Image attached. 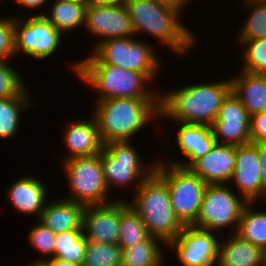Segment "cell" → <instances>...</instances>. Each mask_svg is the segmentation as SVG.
I'll return each mask as SVG.
<instances>
[{
  "mask_svg": "<svg viewBox=\"0 0 266 266\" xmlns=\"http://www.w3.org/2000/svg\"><path fill=\"white\" fill-rule=\"evenodd\" d=\"M58 199L46 203L38 221L55 234L75 229H83V213L85 206L63 197Z\"/></svg>",
  "mask_w": 266,
  "mask_h": 266,
  "instance_id": "21",
  "label": "cell"
},
{
  "mask_svg": "<svg viewBox=\"0 0 266 266\" xmlns=\"http://www.w3.org/2000/svg\"><path fill=\"white\" fill-rule=\"evenodd\" d=\"M50 1L49 0H17L16 4H18L22 8L25 7L26 9H29L30 11L34 10L35 12L36 9L38 8L40 9L46 6L47 3H50Z\"/></svg>",
  "mask_w": 266,
  "mask_h": 266,
  "instance_id": "38",
  "label": "cell"
},
{
  "mask_svg": "<svg viewBox=\"0 0 266 266\" xmlns=\"http://www.w3.org/2000/svg\"><path fill=\"white\" fill-rule=\"evenodd\" d=\"M55 242V258L83 266L88 244L83 229L56 234Z\"/></svg>",
  "mask_w": 266,
  "mask_h": 266,
  "instance_id": "28",
  "label": "cell"
},
{
  "mask_svg": "<svg viewBox=\"0 0 266 266\" xmlns=\"http://www.w3.org/2000/svg\"><path fill=\"white\" fill-rule=\"evenodd\" d=\"M172 123L178 125L175 135V144L183 157L180 161L175 156H172L171 159V156L168 155L165 156V158L170 157V161L161 158L159 159L161 162L189 168L197 159L203 157L207 152H209L216 143L212 134V128L209 125L177 121H171V124Z\"/></svg>",
  "mask_w": 266,
  "mask_h": 266,
  "instance_id": "17",
  "label": "cell"
},
{
  "mask_svg": "<svg viewBox=\"0 0 266 266\" xmlns=\"http://www.w3.org/2000/svg\"><path fill=\"white\" fill-rule=\"evenodd\" d=\"M47 261L51 264V266H82V265H78V264H75L72 262L64 261V260H61V259H58L55 257H53Z\"/></svg>",
  "mask_w": 266,
  "mask_h": 266,
  "instance_id": "41",
  "label": "cell"
},
{
  "mask_svg": "<svg viewBox=\"0 0 266 266\" xmlns=\"http://www.w3.org/2000/svg\"><path fill=\"white\" fill-rule=\"evenodd\" d=\"M63 130V143L67 154L61 155V161L74 157L94 156L103 151L104 143L100 136L98 123L91 113L88 119L70 120ZM63 156V157H62Z\"/></svg>",
  "mask_w": 266,
  "mask_h": 266,
  "instance_id": "19",
  "label": "cell"
},
{
  "mask_svg": "<svg viewBox=\"0 0 266 266\" xmlns=\"http://www.w3.org/2000/svg\"><path fill=\"white\" fill-rule=\"evenodd\" d=\"M154 46L137 37L111 38L102 41L91 52L102 64L143 73L154 85L163 64L157 44Z\"/></svg>",
  "mask_w": 266,
  "mask_h": 266,
  "instance_id": "7",
  "label": "cell"
},
{
  "mask_svg": "<svg viewBox=\"0 0 266 266\" xmlns=\"http://www.w3.org/2000/svg\"><path fill=\"white\" fill-rule=\"evenodd\" d=\"M151 1L178 9H185L186 7L190 6V2H194V0H151Z\"/></svg>",
  "mask_w": 266,
  "mask_h": 266,
  "instance_id": "39",
  "label": "cell"
},
{
  "mask_svg": "<svg viewBox=\"0 0 266 266\" xmlns=\"http://www.w3.org/2000/svg\"><path fill=\"white\" fill-rule=\"evenodd\" d=\"M236 146L215 143L189 168L207 184H229L235 168Z\"/></svg>",
  "mask_w": 266,
  "mask_h": 266,
  "instance_id": "20",
  "label": "cell"
},
{
  "mask_svg": "<svg viewBox=\"0 0 266 266\" xmlns=\"http://www.w3.org/2000/svg\"><path fill=\"white\" fill-rule=\"evenodd\" d=\"M250 116L237 96L231 92L210 125L216 143L240 146L251 143Z\"/></svg>",
  "mask_w": 266,
  "mask_h": 266,
  "instance_id": "14",
  "label": "cell"
},
{
  "mask_svg": "<svg viewBox=\"0 0 266 266\" xmlns=\"http://www.w3.org/2000/svg\"><path fill=\"white\" fill-rule=\"evenodd\" d=\"M155 173L167 184L172 208L183 225H193L200 213L208 184L190 168L161 162Z\"/></svg>",
  "mask_w": 266,
  "mask_h": 266,
  "instance_id": "8",
  "label": "cell"
},
{
  "mask_svg": "<svg viewBox=\"0 0 266 266\" xmlns=\"http://www.w3.org/2000/svg\"><path fill=\"white\" fill-rule=\"evenodd\" d=\"M255 208L254 202L244 207L236 234L262 248L266 244V211Z\"/></svg>",
  "mask_w": 266,
  "mask_h": 266,
  "instance_id": "27",
  "label": "cell"
},
{
  "mask_svg": "<svg viewBox=\"0 0 266 266\" xmlns=\"http://www.w3.org/2000/svg\"><path fill=\"white\" fill-rule=\"evenodd\" d=\"M247 204L228 184H208L199 216L193 226L216 233L219 231L221 237L225 228L233 229H229V234L236 233Z\"/></svg>",
  "mask_w": 266,
  "mask_h": 266,
  "instance_id": "10",
  "label": "cell"
},
{
  "mask_svg": "<svg viewBox=\"0 0 266 266\" xmlns=\"http://www.w3.org/2000/svg\"><path fill=\"white\" fill-rule=\"evenodd\" d=\"M259 162L262 166L263 202L266 203V143H258Z\"/></svg>",
  "mask_w": 266,
  "mask_h": 266,
  "instance_id": "37",
  "label": "cell"
},
{
  "mask_svg": "<svg viewBox=\"0 0 266 266\" xmlns=\"http://www.w3.org/2000/svg\"><path fill=\"white\" fill-rule=\"evenodd\" d=\"M249 129L251 143H266V111L250 116Z\"/></svg>",
  "mask_w": 266,
  "mask_h": 266,
  "instance_id": "36",
  "label": "cell"
},
{
  "mask_svg": "<svg viewBox=\"0 0 266 266\" xmlns=\"http://www.w3.org/2000/svg\"><path fill=\"white\" fill-rule=\"evenodd\" d=\"M225 236L223 241L220 240L218 266H262L261 247L245 241L236 233Z\"/></svg>",
  "mask_w": 266,
  "mask_h": 266,
  "instance_id": "23",
  "label": "cell"
},
{
  "mask_svg": "<svg viewBox=\"0 0 266 266\" xmlns=\"http://www.w3.org/2000/svg\"><path fill=\"white\" fill-rule=\"evenodd\" d=\"M9 61L0 59V98L17 96L27 86L21 71L13 68L12 60Z\"/></svg>",
  "mask_w": 266,
  "mask_h": 266,
  "instance_id": "34",
  "label": "cell"
},
{
  "mask_svg": "<svg viewBox=\"0 0 266 266\" xmlns=\"http://www.w3.org/2000/svg\"><path fill=\"white\" fill-rule=\"evenodd\" d=\"M113 3L110 0H86L87 7H100V6H110Z\"/></svg>",
  "mask_w": 266,
  "mask_h": 266,
  "instance_id": "40",
  "label": "cell"
},
{
  "mask_svg": "<svg viewBox=\"0 0 266 266\" xmlns=\"http://www.w3.org/2000/svg\"><path fill=\"white\" fill-rule=\"evenodd\" d=\"M15 56L13 16L0 15V59L14 60Z\"/></svg>",
  "mask_w": 266,
  "mask_h": 266,
  "instance_id": "35",
  "label": "cell"
},
{
  "mask_svg": "<svg viewBox=\"0 0 266 266\" xmlns=\"http://www.w3.org/2000/svg\"><path fill=\"white\" fill-rule=\"evenodd\" d=\"M36 222L28 230L27 241L34 248V251L36 250L40 254V257L36 258V260L47 261L55 257L56 234L38 220Z\"/></svg>",
  "mask_w": 266,
  "mask_h": 266,
  "instance_id": "33",
  "label": "cell"
},
{
  "mask_svg": "<svg viewBox=\"0 0 266 266\" xmlns=\"http://www.w3.org/2000/svg\"><path fill=\"white\" fill-rule=\"evenodd\" d=\"M49 4V12L35 15H43L62 35L84 26L86 5L69 0H51Z\"/></svg>",
  "mask_w": 266,
  "mask_h": 266,
  "instance_id": "25",
  "label": "cell"
},
{
  "mask_svg": "<svg viewBox=\"0 0 266 266\" xmlns=\"http://www.w3.org/2000/svg\"><path fill=\"white\" fill-rule=\"evenodd\" d=\"M243 55L241 70L255 74H266V37L241 42ZM244 47V49H243Z\"/></svg>",
  "mask_w": 266,
  "mask_h": 266,
  "instance_id": "31",
  "label": "cell"
},
{
  "mask_svg": "<svg viewBox=\"0 0 266 266\" xmlns=\"http://www.w3.org/2000/svg\"><path fill=\"white\" fill-rule=\"evenodd\" d=\"M30 96L33 95L27 85L17 96L0 98V140L14 139L13 137L19 133L20 122L23 119L21 115L35 102Z\"/></svg>",
  "mask_w": 266,
  "mask_h": 266,
  "instance_id": "24",
  "label": "cell"
},
{
  "mask_svg": "<svg viewBox=\"0 0 266 266\" xmlns=\"http://www.w3.org/2000/svg\"><path fill=\"white\" fill-rule=\"evenodd\" d=\"M69 194L63 196L84 206L101 205L112 202L108 195L101 153L89 157H74L61 162ZM67 177V178H66Z\"/></svg>",
  "mask_w": 266,
  "mask_h": 266,
  "instance_id": "9",
  "label": "cell"
},
{
  "mask_svg": "<svg viewBox=\"0 0 266 266\" xmlns=\"http://www.w3.org/2000/svg\"><path fill=\"white\" fill-rule=\"evenodd\" d=\"M14 51L32 59L45 60L59 49L64 35L43 16L29 18L13 15Z\"/></svg>",
  "mask_w": 266,
  "mask_h": 266,
  "instance_id": "11",
  "label": "cell"
},
{
  "mask_svg": "<svg viewBox=\"0 0 266 266\" xmlns=\"http://www.w3.org/2000/svg\"><path fill=\"white\" fill-rule=\"evenodd\" d=\"M93 104L91 113L96 118L104 144L131 141L136 134L145 130L144 127L147 128L157 119V122L161 120L160 98L121 97L103 99Z\"/></svg>",
  "mask_w": 266,
  "mask_h": 266,
  "instance_id": "3",
  "label": "cell"
},
{
  "mask_svg": "<svg viewBox=\"0 0 266 266\" xmlns=\"http://www.w3.org/2000/svg\"><path fill=\"white\" fill-rule=\"evenodd\" d=\"M122 249L118 244L88 241L83 266H121Z\"/></svg>",
  "mask_w": 266,
  "mask_h": 266,
  "instance_id": "32",
  "label": "cell"
},
{
  "mask_svg": "<svg viewBox=\"0 0 266 266\" xmlns=\"http://www.w3.org/2000/svg\"><path fill=\"white\" fill-rule=\"evenodd\" d=\"M218 237L216 232L184 225L166 249L173 251L181 266H218L219 245L223 239Z\"/></svg>",
  "mask_w": 266,
  "mask_h": 266,
  "instance_id": "12",
  "label": "cell"
},
{
  "mask_svg": "<svg viewBox=\"0 0 266 266\" xmlns=\"http://www.w3.org/2000/svg\"><path fill=\"white\" fill-rule=\"evenodd\" d=\"M5 189L6 202L14 210L25 216L40 218L46 203L48 202V191L46 183L38 176L22 175Z\"/></svg>",
  "mask_w": 266,
  "mask_h": 266,
  "instance_id": "18",
  "label": "cell"
},
{
  "mask_svg": "<svg viewBox=\"0 0 266 266\" xmlns=\"http://www.w3.org/2000/svg\"><path fill=\"white\" fill-rule=\"evenodd\" d=\"M162 245L167 248L161 240L150 236L135 245L121 248V266H164L166 262Z\"/></svg>",
  "mask_w": 266,
  "mask_h": 266,
  "instance_id": "26",
  "label": "cell"
},
{
  "mask_svg": "<svg viewBox=\"0 0 266 266\" xmlns=\"http://www.w3.org/2000/svg\"><path fill=\"white\" fill-rule=\"evenodd\" d=\"M71 67L78 81L96 93L93 102L121 97L160 98V90H154L149 84L151 81L143 73L102 64L92 53L75 61Z\"/></svg>",
  "mask_w": 266,
  "mask_h": 266,
  "instance_id": "4",
  "label": "cell"
},
{
  "mask_svg": "<svg viewBox=\"0 0 266 266\" xmlns=\"http://www.w3.org/2000/svg\"><path fill=\"white\" fill-rule=\"evenodd\" d=\"M261 169L258 143L236 146L235 168L229 184L232 188L235 185L234 190L248 203H263Z\"/></svg>",
  "mask_w": 266,
  "mask_h": 266,
  "instance_id": "16",
  "label": "cell"
},
{
  "mask_svg": "<svg viewBox=\"0 0 266 266\" xmlns=\"http://www.w3.org/2000/svg\"><path fill=\"white\" fill-rule=\"evenodd\" d=\"M133 144L132 140L104 144L101 163L110 193L113 187L114 189L116 187L120 189H124V187L130 189L131 187L132 189L134 186L132 192H135L142 182L155 172L158 158H156V162H152L153 164L144 162L143 157Z\"/></svg>",
  "mask_w": 266,
  "mask_h": 266,
  "instance_id": "6",
  "label": "cell"
},
{
  "mask_svg": "<svg viewBox=\"0 0 266 266\" xmlns=\"http://www.w3.org/2000/svg\"><path fill=\"white\" fill-rule=\"evenodd\" d=\"M25 266H51V264L48 261L34 259V261H32L31 263H28Z\"/></svg>",
  "mask_w": 266,
  "mask_h": 266,
  "instance_id": "42",
  "label": "cell"
},
{
  "mask_svg": "<svg viewBox=\"0 0 266 266\" xmlns=\"http://www.w3.org/2000/svg\"><path fill=\"white\" fill-rule=\"evenodd\" d=\"M178 88L172 90L165 88L166 92L161 89L160 118L162 120L210 126L216 120L224 100L232 92L230 78L225 80L220 78V81H209V83L192 84L191 82Z\"/></svg>",
  "mask_w": 266,
  "mask_h": 266,
  "instance_id": "1",
  "label": "cell"
},
{
  "mask_svg": "<svg viewBox=\"0 0 266 266\" xmlns=\"http://www.w3.org/2000/svg\"><path fill=\"white\" fill-rule=\"evenodd\" d=\"M262 252V266H266V244L261 248Z\"/></svg>",
  "mask_w": 266,
  "mask_h": 266,
  "instance_id": "43",
  "label": "cell"
},
{
  "mask_svg": "<svg viewBox=\"0 0 266 266\" xmlns=\"http://www.w3.org/2000/svg\"><path fill=\"white\" fill-rule=\"evenodd\" d=\"M113 4H125L127 0H110Z\"/></svg>",
  "mask_w": 266,
  "mask_h": 266,
  "instance_id": "44",
  "label": "cell"
},
{
  "mask_svg": "<svg viewBox=\"0 0 266 266\" xmlns=\"http://www.w3.org/2000/svg\"><path fill=\"white\" fill-rule=\"evenodd\" d=\"M246 6L247 17L237 32L236 42L260 39L266 37V0H241Z\"/></svg>",
  "mask_w": 266,
  "mask_h": 266,
  "instance_id": "29",
  "label": "cell"
},
{
  "mask_svg": "<svg viewBox=\"0 0 266 266\" xmlns=\"http://www.w3.org/2000/svg\"><path fill=\"white\" fill-rule=\"evenodd\" d=\"M84 27V30L87 29V34L98 39L93 43L92 50L107 39L135 37L132 20L125 4L87 7Z\"/></svg>",
  "mask_w": 266,
  "mask_h": 266,
  "instance_id": "13",
  "label": "cell"
},
{
  "mask_svg": "<svg viewBox=\"0 0 266 266\" xmlns=\"http://www.w3.org/2000/svg\"><path fill=\"white\" fill-rule=\"evenodd\" d=\"M128 205L127 199L119 197L106 204L85 206L82 227L86 239L118 244L120 214Z\"/></svg>",
  "mask_w": 266,
  "mask_h": 266,
  "instance_id": "15",
  "label": "cell"
},
{
  "mask_svg": "<svg viewBox=\"0 0 266 266\" xmlns=\"http://www.w3.org/2000/svg\"><path fill=\"white\" fill-rule=\"evenodd\" d=\"M232 92L247 109L249 116L266 111V74L240 71L230 77Z\"/></svg>",
  "mask_w": 266,
  "mask_h": 266,
  "instance_id": "22",
  "label": "cell"
},
{
  "mask_svg": "<svg viewBox=\"0 0 266 266\" xmlns=\"http://www.w3.org/2000/svg\"><path fill=\"white\" fill-rule=\"evenodd\" d=\"M69 1L77 2V3H80V4L86 5V0H69Z\"/></svg>",
  "mask_w": 266,
  "mask_h": 266,
  "instance_id": "45",
  "label": "cell"
},
{
  "mask_svg": "<svg viewBox=\"0 0 266 266\" xmlns=\"http://www.w3.org/2000/svg\"><path fill=\"white\" fill-rule=\"evenodd\" d=\"M125 6L132 20L135 37L150 34L149 38L158 40L174 55L185 56L198 45L195 32L183 24L185 9L162 5L151 0H127Z\"/></svg>",
  "mask_w": 266,
  "mask_h": 266,
  "instance_id": "2",
  "label": "cell"
},
{
  "mask_svg": "<svg viewBox=\"0 0 266 266\" xmlns=\"http://www.w3.org/2000/svg\"><path fill=\"white\" fill-rule=\"evenodd\" d=\"M149 237L150 234L141 217L128 205L120 214L119 247L127 248Z\"/></svg>",
  "mask_w": 266,
  "mask_h": 266,
  "instance_id": "30",
  "label": "cell"
},
{
  "mask_svg": "<svg viewBox=\"0 0 266 266\" xmlns=\"http://www.w3.org/2000/svg\"><path fill=\"white\" fill-rule=\"evenodd\" d=\"M133 195L134 198L128 204L141 217L150 236L168 246L184 225L174 213L167 184L154 172Z\"/></svg>",
  "mask_w": 266,
  "mask_h": 266,
  "instance_id": "5",
  "label": "cell"
}]
</instances>
